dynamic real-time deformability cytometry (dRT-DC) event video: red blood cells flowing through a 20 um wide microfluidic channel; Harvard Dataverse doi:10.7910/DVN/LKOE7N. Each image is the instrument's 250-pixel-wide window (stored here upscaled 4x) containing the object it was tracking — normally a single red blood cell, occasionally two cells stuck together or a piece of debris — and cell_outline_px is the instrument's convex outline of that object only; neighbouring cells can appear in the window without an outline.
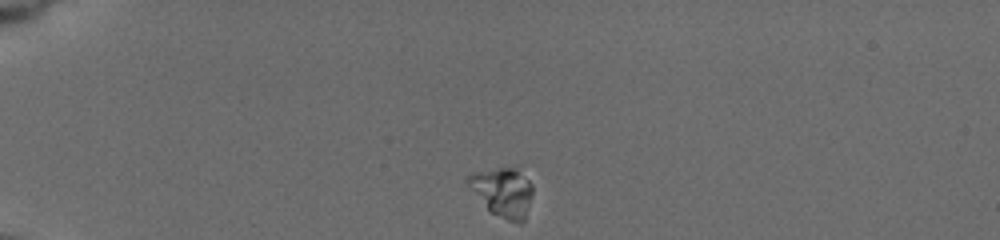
{"species": "common noctule bat (a hibernating species)", "species_latin": "Nyctalus noctula", "temperature_condition": "cold", "stored_images_in_passage": 34, "camera_frame_rate_fps": 3000, "um_per_image_px": 0.085, "animal": {"sex": "female", "body_mass_g": 19.5, "forearm_length_mm": 54.1}, "frame": {"image": 1, "passage_image": 1, "time_ms": 0.0, "image_size_px": [1000, 240], "cell_outline_px": [[532, 192], [524, 220], [520, 224], [508, 220], [492, 212], [488, 208], [464, 180], [472, 172], [496, 168], [512, 168], [528, 180], [532, 184]], "centroid_in_image_um": [42.72, 16.32], "position_along_channel_um": 42.3, "area_um2": 17.8}}
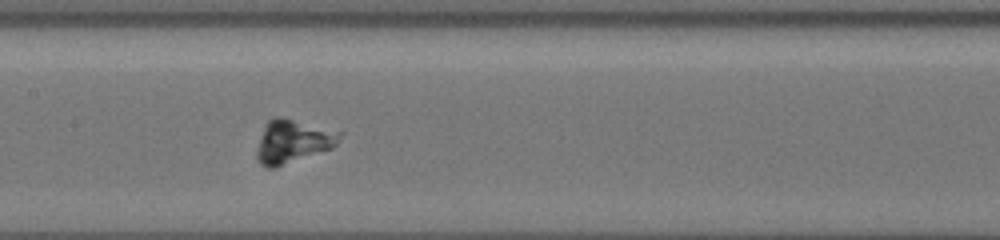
{"frame": {"image": 2, "passage_image": 14, "time_ms": 5.333, "image_size_px": [1000, 240], "cell_outline_px": [[344, 132], [336, 144], [332, 148], [276, 168], [268, 168], [260, 164], [256, 156], [256, 152], [264, 128], [268, 120], [288, 120]], "centroid_in_image_um": [24.9, 12.09], "position_along_channel_um": 182.5, "area_um2": 20.06}}
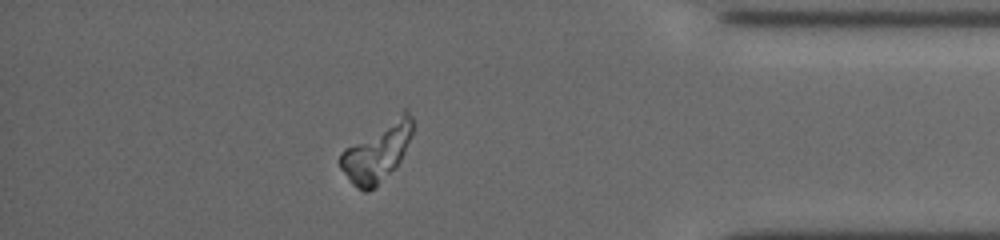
{"frame": {"image": 3, "passage_image": 30, "time_ms": 12.0, "image_size_px": [1000, 240], "cell_outline_px": [[412, 136], [400, 160], [368, 192], [364, 192], [356, 188], [352, 184], [340, 168], [340, 152], [344, 148], [404, 108], [408, 108], [412, 116]], "centroid_in_image_um": [32.04, 12.86], "position_along_channel_um": 403.2, "area_um2": 24.51}}